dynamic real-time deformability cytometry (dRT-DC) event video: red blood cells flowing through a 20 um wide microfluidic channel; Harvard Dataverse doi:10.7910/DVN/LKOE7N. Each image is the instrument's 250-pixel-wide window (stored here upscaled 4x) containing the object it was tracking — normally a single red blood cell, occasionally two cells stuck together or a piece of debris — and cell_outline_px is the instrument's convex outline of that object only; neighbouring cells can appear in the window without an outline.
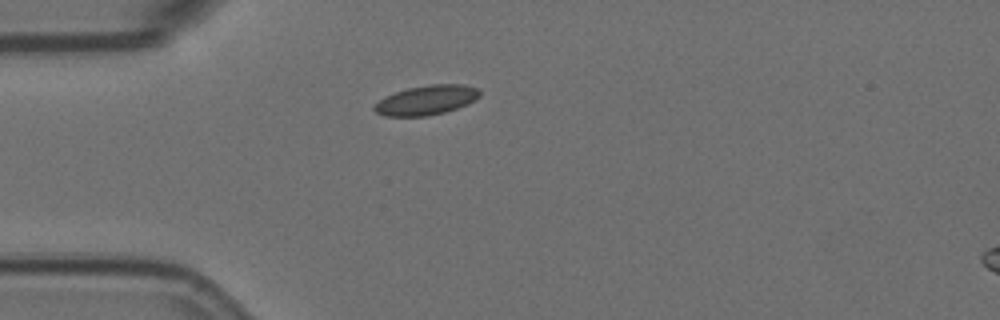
{"species": "Egyptian fruit bat (a non-hibernating species)", "species_latin": "Rousettus aegyptiacus", "temperature_condition": "room temperature", "stored_images_in_passage": 2, "camera_frame_rate_fps": 3000, "um_per_image_px": 0.085, "animal": {"sex": "female"}, "frame": {"image": 1, "passage_image": 2, "time_ms": 0.333, "image_size_px": [1000, 320], "cell_outline_px": [[480, 96], [476, 100], [468, 104], [444, 112], [424, 116], [384, 116], [376, 112], [372, 108], [384, 96], [408, 88], [428, 84], [464, 84], [480, 88]], "centroid_in_image_um": [36.28, 8.5], "position_along_channel_um": 48.7, "area_um2": 18.21}}